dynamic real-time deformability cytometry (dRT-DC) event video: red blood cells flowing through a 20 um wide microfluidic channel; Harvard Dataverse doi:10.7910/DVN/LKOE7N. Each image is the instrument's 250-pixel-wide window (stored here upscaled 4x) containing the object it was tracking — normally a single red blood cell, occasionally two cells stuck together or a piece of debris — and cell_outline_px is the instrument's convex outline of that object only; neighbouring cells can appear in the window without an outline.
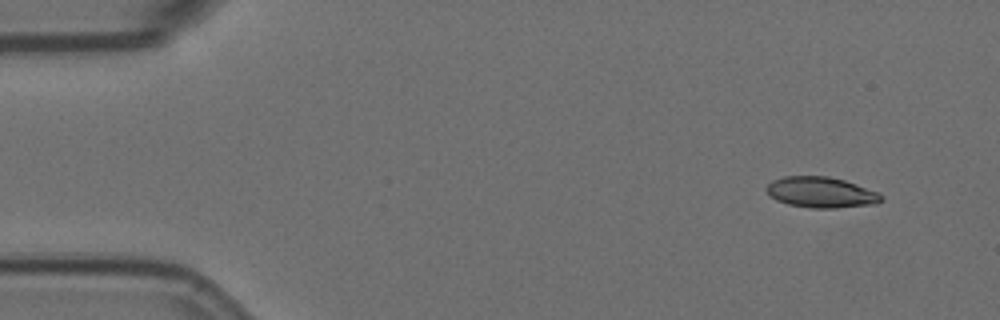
{"species": "Egyptian fruit bat (a non-hibernating species)", "species_latin": "Rousettus aegyptiacus", "temperature_condition": "room temperature", "stored_images_in_passage": 3, "camera_frame_rate_fps": 3000, "um_per_image_px": 0.085, "animal": {"sex": "female"}, "frame": {"image": 1, "passage_image": 1, "time_ms": 0.0, "image_size_px": [1000, 320], "cell_outline_px": [[884, 200], [876, 204], [836, 208], [812, 208], [788, 204], [776, 200], [764, 188], [772, 180], [784, 176], [828, 176], [844, 180], [880, 192], [884, 196]], "centroid_in_image_um": [69.83, 16.35], "position_along_channel_um": 15.2, "area_um2": 20.75}}